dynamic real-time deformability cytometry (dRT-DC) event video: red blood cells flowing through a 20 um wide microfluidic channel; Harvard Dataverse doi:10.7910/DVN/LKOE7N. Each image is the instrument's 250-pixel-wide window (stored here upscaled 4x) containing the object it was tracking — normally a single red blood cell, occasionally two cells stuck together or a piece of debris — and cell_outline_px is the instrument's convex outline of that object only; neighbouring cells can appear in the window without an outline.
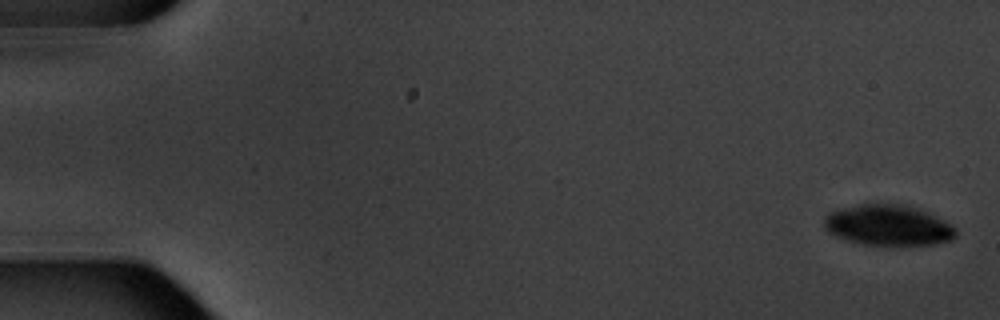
{"species": "common noctule bat (a hibernating species)", "species_latin": "Nyctalus noctula", "temperature_condition": "warm", "stored_images_in_passage": 7, "camera_frame_rate_fps": 3000, "um_per_image_px": 0.085, "animal": {"sex": "male", "body_mass_g": 20.1, "forearm_length_mm": 53.5}, "frame": {"image": 1, "passage_image": 1, "time_ms": 0.0, "image_size_px": [1000, 320], "cell_outline_px": [[956, 236], [952, 240], [932, 244], [888, 248], [860, 244], [836, 236], [828, 232], [824, 228], [824, 216], [828, 212], [840, 208], [860, 204], [900, 204], [920, 208], [944, 220], [956, 228]], "centroid_in_image_um": [75.49, 19.18], "position_along_channel_um": 9.5, "area_um2": 32.19}}